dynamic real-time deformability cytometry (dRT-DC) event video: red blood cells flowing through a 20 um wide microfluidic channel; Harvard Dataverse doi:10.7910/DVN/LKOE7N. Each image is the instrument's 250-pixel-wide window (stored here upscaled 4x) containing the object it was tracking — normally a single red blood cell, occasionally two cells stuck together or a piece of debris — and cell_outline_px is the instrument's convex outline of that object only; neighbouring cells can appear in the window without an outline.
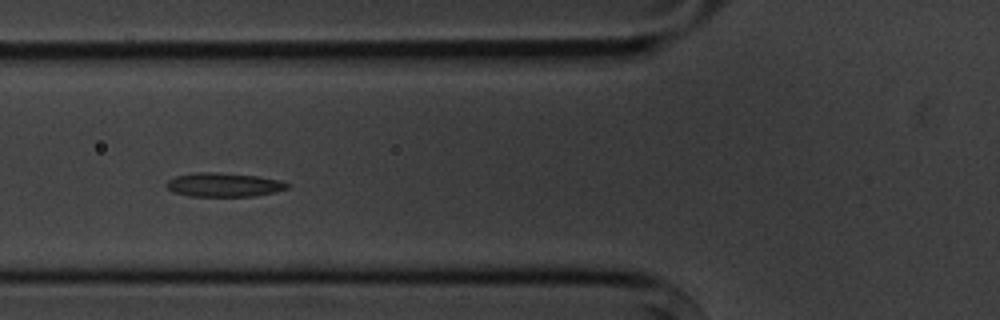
{"species": "common noctule bat (a hibernating species)", "species_latin": "Nyctalus noctula", "temperature_condition": "cold", "stored_images_in_passage": 8, "camera_frame_rate_fps": 3000, "um_per_image_px": 0.085, "animal": {"sex": "male", "body_mass_g": 20.1, "forearm_length_mm": 53.5}, "frame": {"image": 1, "passage_image": 5, "time_ms": 4.667, "image_size_px": [1000, 320], "cell_outline_px": [[288, 188], [276, 192], [252, 196], [188, 196], [172, 192], [164, 184], [168, 180], [176, 176], [196, 172], [212, 172], [256, 176], [280, 180], [288, 184]], "centroid_in_image_um": [18.98, 15.71], "position_along_channel_um": 106.8, "area_um2": 16.76}}
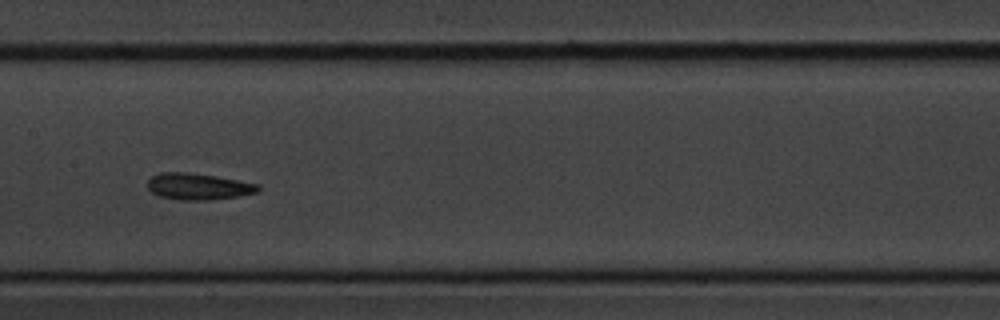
{"frame": {"image": 2, "passage_image": 7, "time_ms": 7.0, "image_size_px": [1000, 320], "cell_outline_px": [[260, 188], [256, 192], [240, 196], [208, 200], [180, 200], [160, 196], [152, 192], [148, 188], [148, 180], [152, 176], [160, 172], [188, 172], [216, 176], [260, 184]], "centroid_in_image_um": [16.86, 15.85], "position_along_channel_um": 190.5, "area_um2": 17.05}}
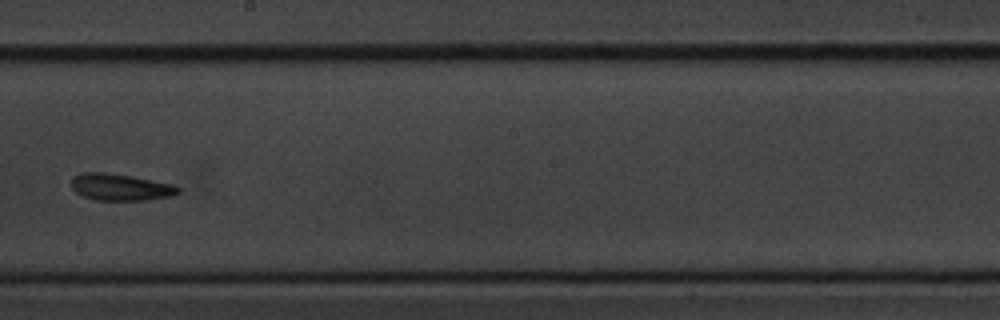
{"frame": {"image": 3, "passage_image": 8, "time_ms": 8.333, "image_size_px": [1000, 320], "cell_outline_px": [[180, 192], [172, 196], [144, 200], [96, 200], [80, 196], [72, 188], [72, 176], [80, 172], [104, 172], [132, 176], [176, 184], [180, 188]], "centroid_in_image_um": [10.24, 15.9], "position_along_channel_um": 238.0, "area_um2": 16.94}}